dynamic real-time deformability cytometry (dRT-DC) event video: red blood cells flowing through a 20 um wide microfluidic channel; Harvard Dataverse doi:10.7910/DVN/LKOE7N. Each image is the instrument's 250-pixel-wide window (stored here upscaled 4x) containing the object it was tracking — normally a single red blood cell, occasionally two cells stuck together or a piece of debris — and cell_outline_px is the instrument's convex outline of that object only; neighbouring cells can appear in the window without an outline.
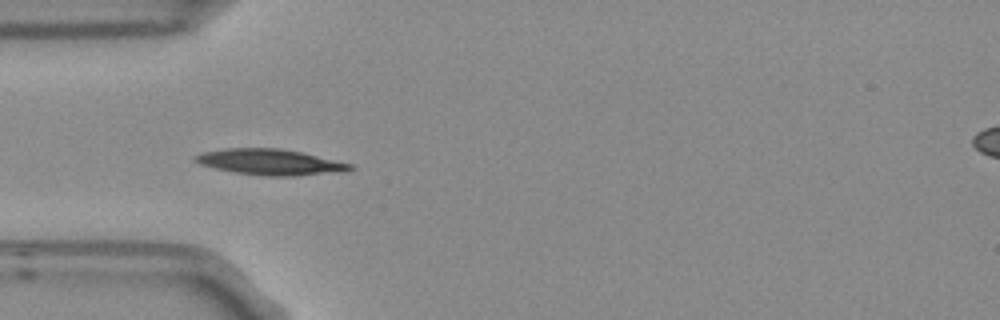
{"species": "Egyptian fruit bat (a non-hibernating species)", "species_latin": "Rousettus aegyptiacus", "temperature_condition": "room temperature", "stored_images_in_passage": 4, "camera_frame_rate_fps": 3000, "um_per_image_px": 0.085, "frame": {"image": 1, "passage_image": 4, "time_ms": 1.0, "image_size_px": [1000, 320], "cell_outline_px": [[356, 168], [348, 172], [296, 176], [264, 176], [236, 172], [216, 168], [200, 164], [192, 160], [192, 156], [204, 152], [224, 148], [280, 148], [300, 152], [352, 164]], "centroid_in_image_um": [23.0, 13.78], "position_along_channel_um": 62.0, "area_um2": 23.47}}